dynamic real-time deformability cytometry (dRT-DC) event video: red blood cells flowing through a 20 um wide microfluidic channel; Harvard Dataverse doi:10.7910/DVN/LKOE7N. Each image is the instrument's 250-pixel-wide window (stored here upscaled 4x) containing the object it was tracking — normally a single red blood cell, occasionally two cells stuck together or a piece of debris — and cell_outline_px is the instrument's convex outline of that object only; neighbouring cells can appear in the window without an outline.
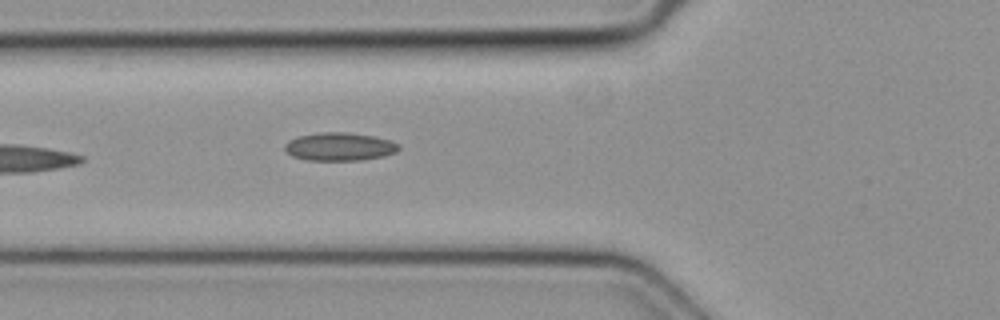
{"species": "common noctule bat (a hibernating species)", "species_latin": "Nyctalus noctula", "temperature_condition": "cold", "stored_images_in_passage": 3, "camera_frame_rate_fps": 3000, "um_per_image_px": 0.085, "animal": {"sex": "female", "body_mass_g": 19.3, "forearm_length_mm": 54.1}, "frame": {"image": 1, "passage_image": 3, "time_ms": 0.667, "image_size_px": [1000, 320], "cell_outline_px": [[400, 148], [396, 152], [384, 156], [360, 160], [308, 160], [292, 156], [284, 148], [284, 144], [300, 136], [320, 132], [348, 132], [372, 136], [392, 140], [400, 144]], "centroid_in_image_um": [28.91, 12.46], "position_along_channel_um": 96.9, "area_um2": 18.61}}